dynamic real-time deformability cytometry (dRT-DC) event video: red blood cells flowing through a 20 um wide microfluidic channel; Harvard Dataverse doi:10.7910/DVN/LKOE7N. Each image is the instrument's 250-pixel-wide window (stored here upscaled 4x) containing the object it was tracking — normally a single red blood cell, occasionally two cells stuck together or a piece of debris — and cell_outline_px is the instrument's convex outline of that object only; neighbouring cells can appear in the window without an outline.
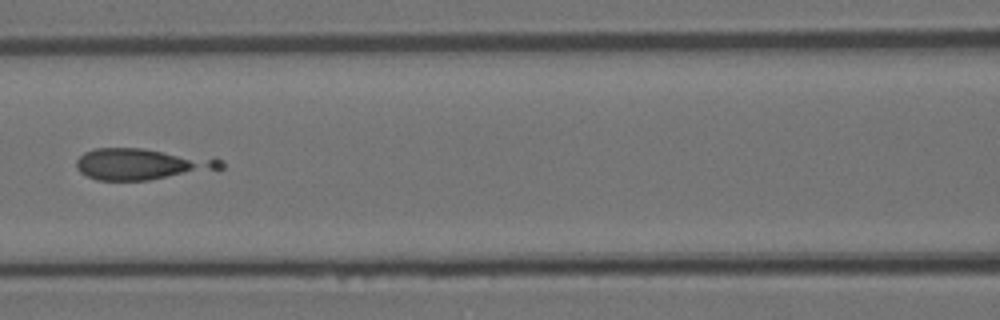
{"species": "Egyptian fruit bat (a non-hibernating species)", "species_latin": "Rousettus aegyptiacus", "temperature_condition": "room temperature", "stored_images_in_passage": 4, "camera_frame_rate_fps": 3000, "um_per_image_px": 0.085, "animal": {"sex": "female"}, "frame": {"image": 1, "passage_image": 4, "time_ms": 1.0, "image_size_px": [1000, 320], "cell_outline_px": [[224, 168], [148, 180], [96, 180], [80, 172], [76, 168], [76, 160], [84, 152], [96, 148], [144, 148], [216, 156], [224, 160]], "centroid_in_image_um": [12.14, 13.92], "position_along_channel_um": 154.5, "area_um2": 26.88}}